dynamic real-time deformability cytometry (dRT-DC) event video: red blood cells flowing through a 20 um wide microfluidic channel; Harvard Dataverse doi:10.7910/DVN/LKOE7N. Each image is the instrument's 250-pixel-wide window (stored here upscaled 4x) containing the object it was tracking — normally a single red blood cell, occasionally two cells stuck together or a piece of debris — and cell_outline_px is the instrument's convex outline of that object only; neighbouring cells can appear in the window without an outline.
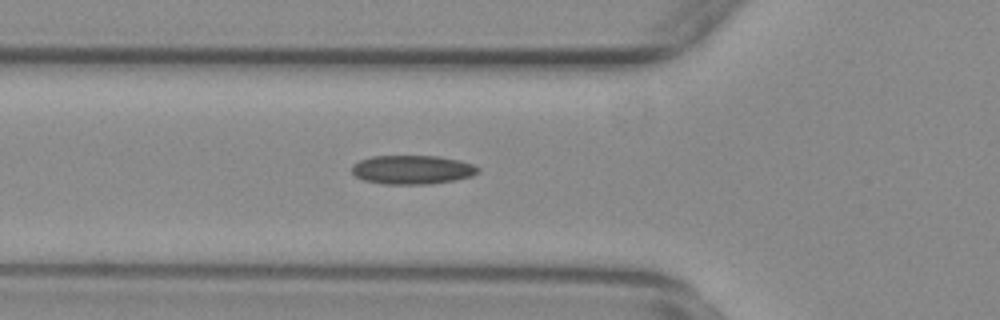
{"species": "common noctule bat (a hibernating species)", "species_latin": "Nyctalus noctula", "temperature_condition": "warm", "stored_images_in_passage": 45, "camera_frame_rate_fps": 3000, "um_per_image_px": 0.085, "animal": {"sex": "female", "body_mass_g": 29.2, "forearm_length_mm": 56.3}, "frame": {"image": 1, "passage_image": 9, "time_ms": 2.667, "image_size_px": [1000, 320], "cell_outline_px": [[480, 172], [472, 176], [456, 180], [428, 184], [384, 184], [364, 180], [356, 176], [352, 172], [352, 164], [360, 160], [372, 156], [440, 156], [472, 164], [480, 168]], "centroid_in_image_um": [35.05, 14.43], "position_along_channel_um": 90.7, "area_um2": 21.27}}
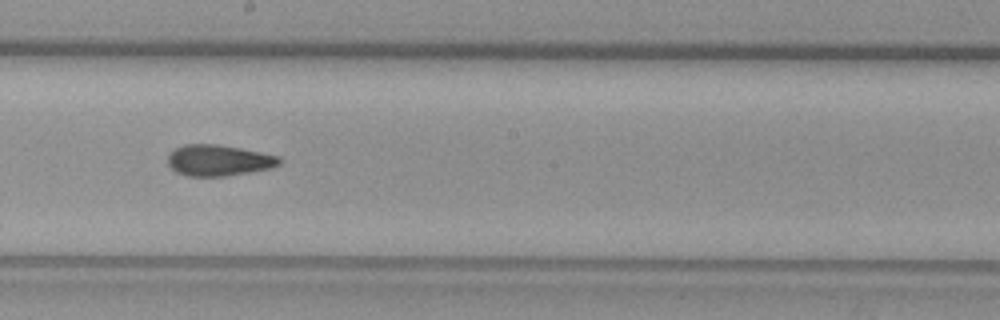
{"frame": {"image": 2, "passage_image": 20, "time_ms": 6.333, "image_size_px": [1000, 320], "cell_outline_px": [[284, 160], [280, 164], [272, 168], [224, 176], [188, 176], [176, 172], [168, 164], [168, 156], [176, 148], [184, 144], [216, 144], [240, 148], [280, 156]], "centroid_in_image_um": [18.62, 13.63], "position_along_channel_um": 229.6, "area_um2": 20.17}}
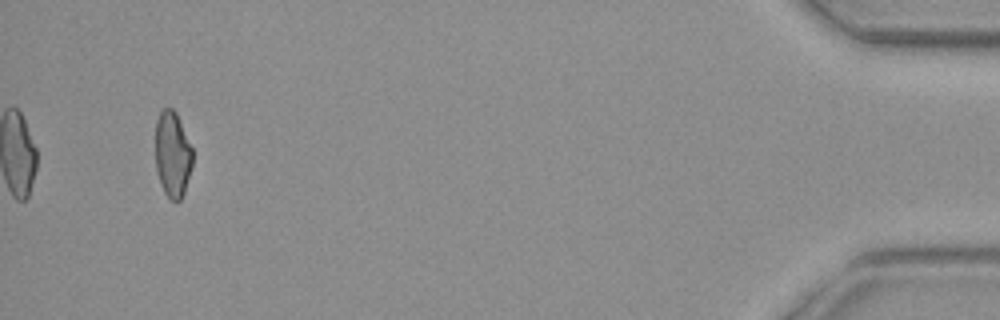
{"frame": {"image": 3, "passage_image": 42, "time_ms": 13.667, "image_size_px": [1000, 320], "cell_outline_px": [[192, 168], [184, 192], [180, 200], [176, 204], [164, 192], [160, 184], [156, 168], [156, 120], [160, 112], [164, 108], [172, 108], [176, 112], [192, 148]], "centroid_in_image_um": [14.67, 13.14], "position_along_channel_um": 420.5, "area_um2": 18.61}, "authors_computed_cell_mechanics": {"area_um2": 20.1144, "velocity_mm_per_s": 3.7775, "shape_relaxation_time_tau1_ms": null, "shape_relaxation_time_tau2_ms": 3.4629, "deformation_change_tau1": null, "deformation_change_tau2": 0.1045}}